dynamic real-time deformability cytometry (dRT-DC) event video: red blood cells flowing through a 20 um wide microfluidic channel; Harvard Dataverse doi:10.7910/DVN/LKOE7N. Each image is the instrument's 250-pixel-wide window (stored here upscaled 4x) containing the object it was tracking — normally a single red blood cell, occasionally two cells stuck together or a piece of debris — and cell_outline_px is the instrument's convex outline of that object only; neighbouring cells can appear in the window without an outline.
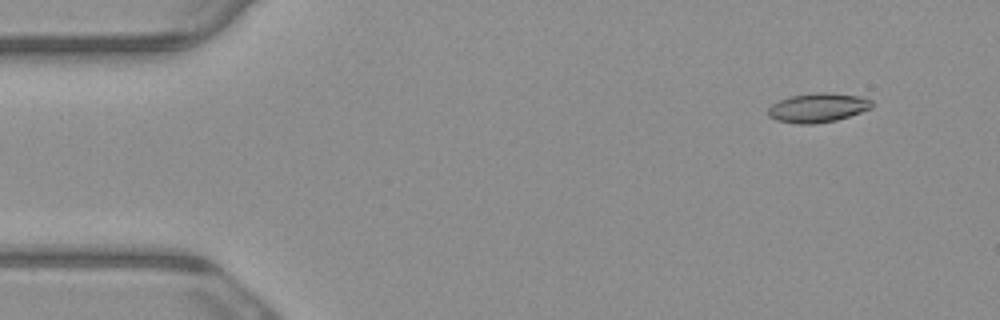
{"species": "common noctule bat (a hibernating species)", "species_latin": "Nyctalus noctula", "temperature_condition": "warm", "stored_images_in_passage": 4, "camera_frame_rate_fps": 3000, "um_per_image_px": 0.085, "animal": {"sex": "male", "body_mass_g": 23.1, "forearm_length_mm": 52.7}, "frame": {"image": 1, "passage_image": 4, "time_ms": 1.0, "image_size_px": [1000, 320], "cell_outline_px": [[872, 108], [836, 120], [816, 124], [800, 124], [776, 120], [768, 116], [768, 108], [772, 104], [788, 96], [812, 92], [832, 92], [860, 96], [872, 100]], "centroid_in_image_um": [69.5, 9.14], "position_along_channel_um": 15.5, "area_um2": 17.86}}